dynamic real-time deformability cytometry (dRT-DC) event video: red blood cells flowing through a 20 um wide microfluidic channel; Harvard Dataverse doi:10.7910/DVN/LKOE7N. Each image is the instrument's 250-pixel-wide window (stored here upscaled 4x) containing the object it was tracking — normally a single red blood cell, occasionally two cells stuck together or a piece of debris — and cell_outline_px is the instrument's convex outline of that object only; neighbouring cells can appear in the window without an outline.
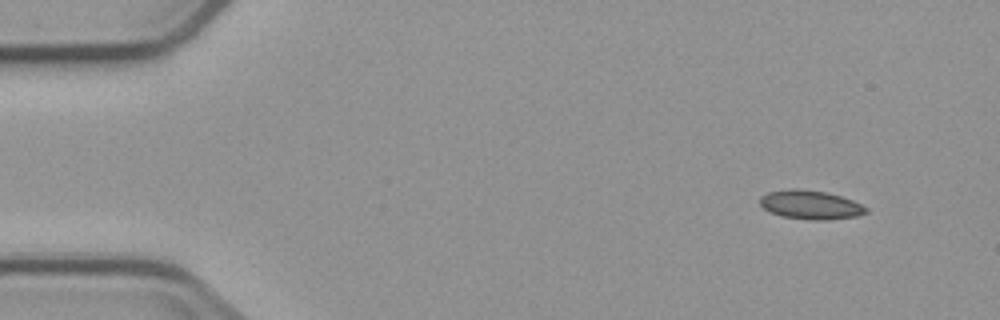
{"species": "common noctule bat (a hibernating species)", "species_latin": "Nyctalus noctula", "temperature_condition": "cold", "stored_images_in_passage": 7, "camera_frame_rate_fps": 3000, "um_per_image_px": 0.085, "animal": {"sex": "male", "body_mass_g": 23.1, "forearm_length_mm": 52.7}, "frame": {"image": 1, "passage_image": 1, "time_ms": 0.0, "image_size_px": [1000, 320], "cell_outline_px": [[868, 212], [856, 216], [828, 220], [808, 220], [780, 216], [768, 212], [760, 204], [760, 196], [768, 192], [788, 188], [800, 188], [824, 192], [840, 196], [852, 200], [868, 208]], "centroid_in_image_um": [68.85, 17.41], "position_along_channel_um": 16.1, "area_um2": 18.03}}
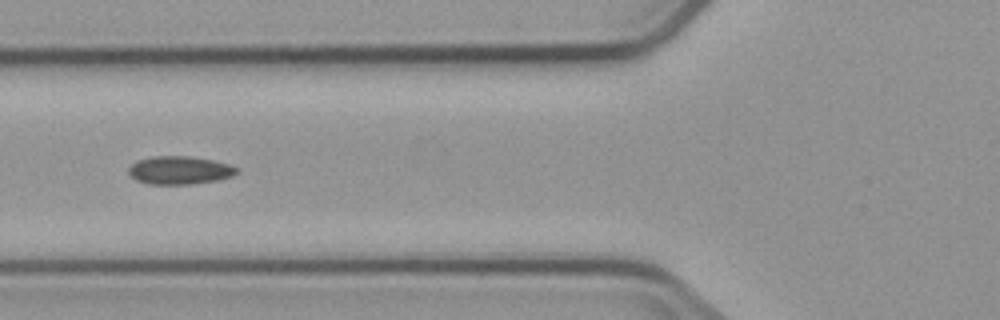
{"frame": {"image": 2, "passage_image": 5, "time_ms": 5.333, "image_size_px": [1000, 320], "cell_outline_px": [[240, 172], [232, 176], [216, 180], [192, 184], [148, 184], [136, 180], [128, 172], [128, 168], [136, 160], [152, 156], [188, 156], [212, 160], [232, 164]], "centroid_in_image_um": [15.27, 14.46], "position_along_channel_um": 110.5, "area_um2": 17.8}}
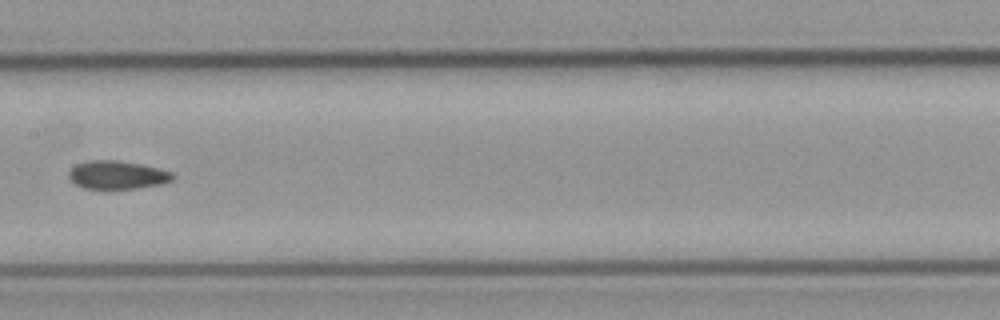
{"frame": {"image": 3, "passage_image": 7, "time_ms": 7.667, "image_size_px": [1000, 320], "cell_outline_px": [[176, 176], [172, 180], [164, 184], [136, 188], [84, 188], [76, 184], [68, 176], [68, 172], [76, 164], [92, 160], [116, 160], [140, 164], [172, 172]], "centroid_in_image_um": [9.99, 14.87], "position_along_channel_um": 197.4, "area_um2": 16.94}}